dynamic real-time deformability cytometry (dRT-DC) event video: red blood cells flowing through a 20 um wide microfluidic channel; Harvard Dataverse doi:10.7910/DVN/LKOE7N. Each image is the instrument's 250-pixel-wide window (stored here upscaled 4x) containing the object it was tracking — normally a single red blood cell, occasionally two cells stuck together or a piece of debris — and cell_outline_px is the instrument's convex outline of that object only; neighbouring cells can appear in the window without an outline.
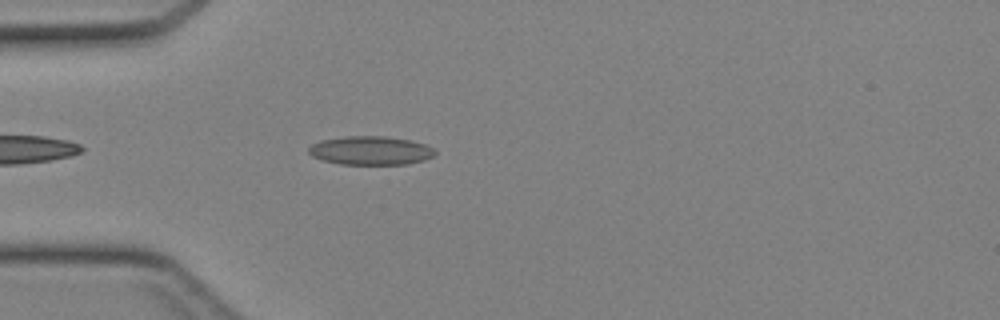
{"species": "Egyptian fruit bat (a non-hibernating species)", "species_latin": "Rousettus aegyptiacus", "temperature_condition": "cold", "stored_images_in_passage": 22, "camera_frame_rate_fps": 3000, "um_per_image_px": 0.085, "animal": {"sex": "female"}, "frame": {"image": 1, "passage_image": 3, "time_ms": 0.667, "image_size_px": [1000, 320], "cell_outline_px": [[436, 152], [432, 156], [424, 160], [408, 164], [340, 164], [320, 160], [312, 156], [308, 152], [308, 148], [312, 144], [320, 140], [344, 136], [384, 136], [408, 140], [424, 144], [432, 148]], "centroid_in_image_um": [31.45, 12.8], "position_along_channel_um": 53.6, "area_um2": 21.1}}
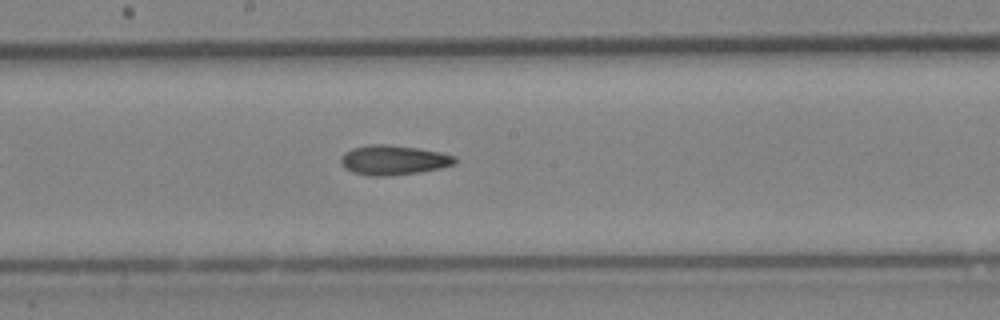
{"frame": {"image": 2, "passage_image": 14, "time_ms": 4.333, "image_size_px": [1000, 320], "cell_outline_px": [[456, 164], [440, 168], [416, 172], [384, 176], [368, 176], [352, 172], [344, 168], [340, 164], [340, 160], [344, 152], [352, 148], [368, 144], [388, 144], [420, 148], [440, 152], [456, 156]], "centroid_in_image_um": [33.41, 13.59], "position_along_channel_um": 214.8, "area_um2": 19.88}}
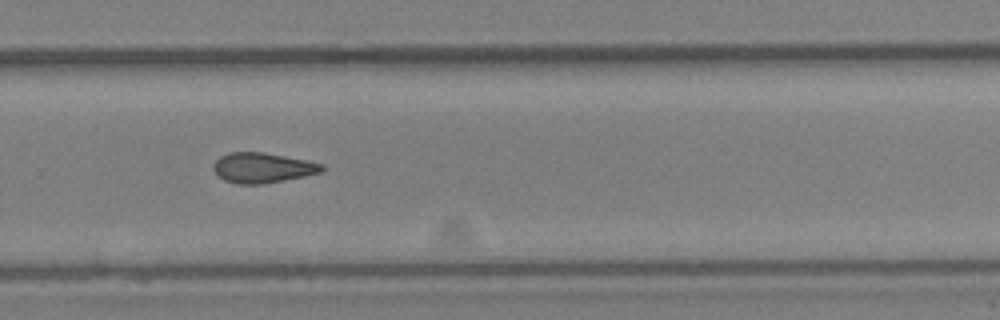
{"frame": {"image": 3, "passage_image": 20, "time_ms": 6.333, "image_size_px": [1000, 320], "cell_outline_px": [[324, 168], [320, 172], [304, 176], [264, 184], [240, 184], [224, 180], [212, 168], [216, 160], [220, 156], [228, 152], [264, 152], [324, 164]], "centroid_in_image_um": [22.3, 14.25], "position_along_channel_um": 307.5, "area_um2": 18.84}}